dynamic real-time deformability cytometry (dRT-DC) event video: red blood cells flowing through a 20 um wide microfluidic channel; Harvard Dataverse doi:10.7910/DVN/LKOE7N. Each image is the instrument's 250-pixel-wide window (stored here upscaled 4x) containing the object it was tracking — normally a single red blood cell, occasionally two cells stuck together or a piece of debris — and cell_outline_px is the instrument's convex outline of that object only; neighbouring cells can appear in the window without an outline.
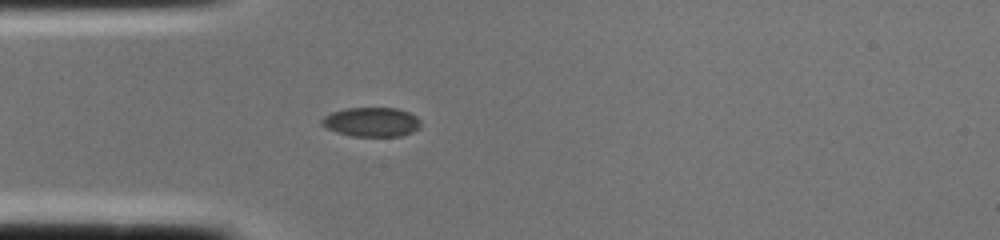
{"species": "common noctule bat (a hibernating species)", "species_latin": "Nyctalus noctula", "temperature_condition": "cold", "stored_images_in_passage": 2, "camera_frame_rate_fps": 3000, "um_per_image_px": 0.085, "animal": {"sex": "female", "body_mass_g": 22.0, "forearm_length_mm": 56.7}, "frame": {"image": 1, "passage_image": 2, "time_ms": 0.333, "image_size_px": [1000, 240], "cell_outline_px": [[420, 124], [412, 132], [400, 136], [352, 136], [336, 132], [320, 124], [320, 120], [324, 116], [332, 112], [348, 108], [396, 108], [408, 112], [416, 116], [420, 120]], "centroid_in_image_um": [31.55, 10.37], "position_along_channel_um": 53.4, "area_um2": 16.76}}